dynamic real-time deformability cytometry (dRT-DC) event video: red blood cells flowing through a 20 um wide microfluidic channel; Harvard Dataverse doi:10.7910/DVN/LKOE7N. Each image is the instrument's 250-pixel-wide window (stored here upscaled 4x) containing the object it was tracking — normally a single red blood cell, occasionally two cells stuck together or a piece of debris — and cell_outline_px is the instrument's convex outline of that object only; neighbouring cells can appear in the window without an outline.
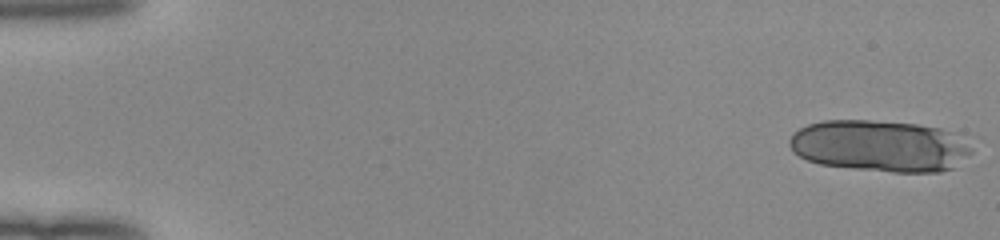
{"species": "human", "species_latin": "Homo sapiens", "temperature_condition": "room temperature", "stored_images_in_passage": 17, "camera_frame_rate_fps": 3000, "um_per_image_px": 0.085, "donor": {"sex": "female"}, "frame": {"image": 1, "passage_image": 1, "time_ms": 0.0, "image_size_px": [1000, 240], "cell_outline_px": [[972, 152], [956, 168], [940, 172], [892, 172], [820, 164], [808, 160], [792, 152], [788, 144], [788, 140], [800, 128], [808, 124], [824, 120], [868, 120], [916, 124], [940, 128], [972, 144]], "centroid_in_image_um": [74.8, 12.41], "position_along_channel_um": 10.2, "area_um2": 54.79}}